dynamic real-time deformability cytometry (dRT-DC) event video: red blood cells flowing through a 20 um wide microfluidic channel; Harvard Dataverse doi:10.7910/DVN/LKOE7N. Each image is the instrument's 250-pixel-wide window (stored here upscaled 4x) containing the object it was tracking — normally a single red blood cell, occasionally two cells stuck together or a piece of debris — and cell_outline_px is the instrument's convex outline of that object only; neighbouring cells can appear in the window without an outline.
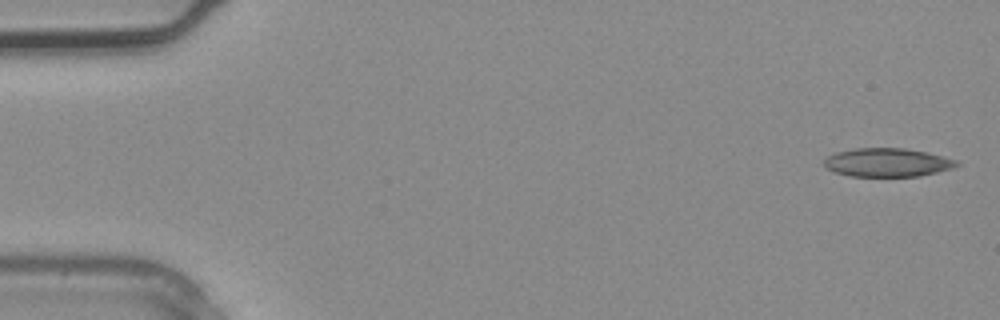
{"species": "common noctule bat (a hibernating species)", "species_latin": "Nyctalus noctula", "temperature_condition": "warm", "stored_images_in_passage": 5, "camera_frame_rate_fps": 3000, "um_per_image_px": 0.085, "animal": {"sex": "male", "body_mass_g": 20.4}, "frame": {"image": 1, "passage_image": 1, "time_ms": 0.0, "image_size_px": [1000, 320], "cell_outline_px": [[960, 164], [952, 168], [920, 176], [852, 176], [836, 172], [828, 168], [824, 164], [824, 160], [828, 156], [836, 152], [856, 148], [904, 148], [928, 152], [956, 160]], "centroid_in_image_um": [75.44, 13.8], "position_along_channel_um": 9.6, "area_um2": 21.85}}
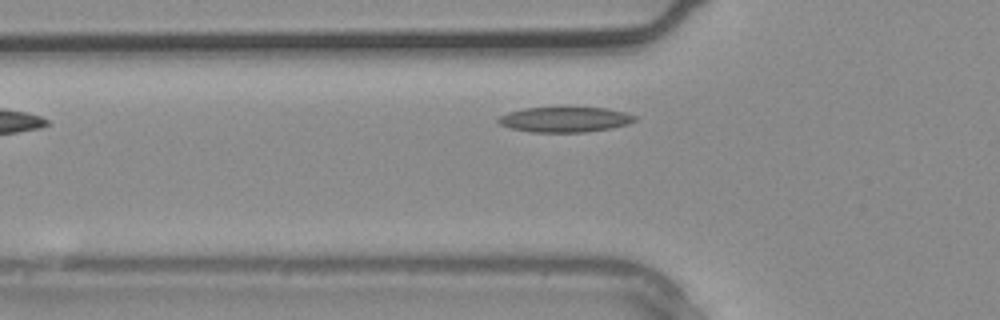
{"frame": {"image": 2, "passage_image": 5, "time_ms": 1.333, "image_size_px": [1000, 320], "cell_outline_px": [[636, 120], [628, 124], [612, 128], [588, 132], [532, 132], [512, 128], [500, 124], [496, 120], [500, 116], [508, 112], [524, 108], [608, 108], [624, 112], [636, 116]], "centroid_in_image_um": [48.04, 10.16], "position_along_channel_um": 77.8, "area_um2": 19.94}}